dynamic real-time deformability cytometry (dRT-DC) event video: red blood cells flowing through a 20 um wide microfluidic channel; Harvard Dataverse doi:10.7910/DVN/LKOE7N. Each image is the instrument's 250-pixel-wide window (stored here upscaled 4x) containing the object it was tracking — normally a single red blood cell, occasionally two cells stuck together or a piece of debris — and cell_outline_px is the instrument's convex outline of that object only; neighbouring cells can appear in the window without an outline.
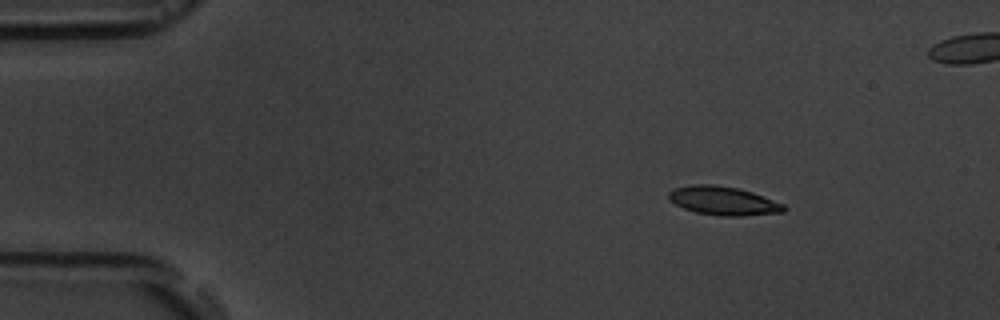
{"species": "common noctule bat (a hibernating species)", "species_latin": "Nyctalus noctula", "temperature_condition": "room temperature", "stored_images_in_passage": 5, "camera_frame_rate_fps": 3000, "um_per_image_px": 0.085, "animal": {"sex": "male", "body_mass_g": 19.5, "forearm_length_mm": 54.6}, "frame": {"image": 1, "passage_image": 2, "time_ms": 2.0, "image_size_px": [1000, 320], "cell_outline_px": [[788, 208], [784, 212], [744, 216], [720, 216], [696, 212], [684, 208], [668, 200], [668, 192], [676, 188], [692, 184], [716, 184], [736, 188], [752, 192], [784, 204]], "centroid_in_image_um": [61.49, 17.07], "position_along_channel_um": 23.5, "area_um2": 19.31}}